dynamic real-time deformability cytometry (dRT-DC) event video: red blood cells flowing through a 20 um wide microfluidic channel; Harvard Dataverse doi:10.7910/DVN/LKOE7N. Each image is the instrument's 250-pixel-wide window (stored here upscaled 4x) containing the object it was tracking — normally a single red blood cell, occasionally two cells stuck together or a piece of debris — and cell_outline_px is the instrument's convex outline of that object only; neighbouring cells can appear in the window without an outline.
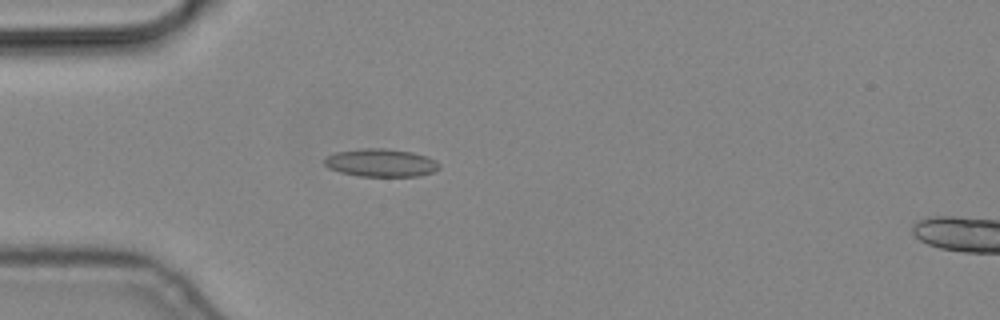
{"species": "common noctule bat (a hibernating species)", "species_latin": "Nyctalus noctula", "temperature_condition": "cold", "stored_images_in_passage": 13, "camera_frame_rate_fps": 3000, "um_per_image_px": 0.085, "animal": {"sex": "male", "body_mass_g": 19.2, "forearm_length_mm": 51.8}, "frame": {"image": 1, "passage_image": 2, "time_ms": 0.333, "image_size_px": [1000, 320], "cell_outline_px": [[440, 168], [432, 172], [420, 176], [360, 176], [340, 172], [328, 168], [324, 164], [324, 160], [328, 156], [336, 152], [364, 148], [384, 148], [412, 152], [436, 160], [440, 164]], "centroid_in_image_um": [32.38, 13.84], "position_along_channel_um": 52.6, "area_um2": 18.61}}
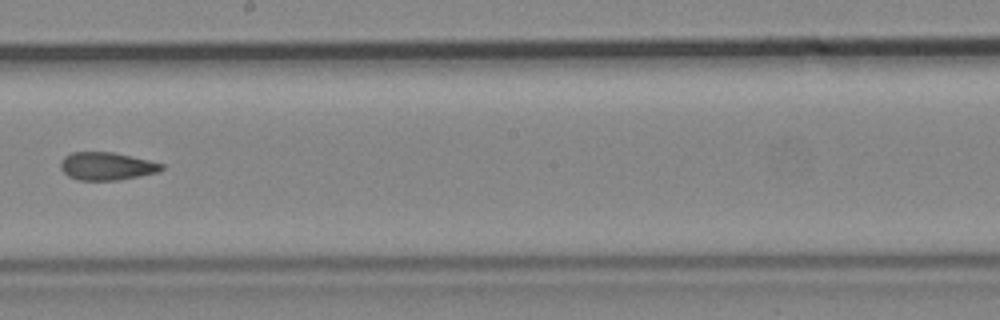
{"frame": {"image": 2, "passage_image": 7, "time_ms": 2.0, "image_size_px": [1000, 320], "cell_outline_px": [[164, 168], [160, 172], [140, 176], [116, 180], [80, 180], [68, 176], [60, 168], [60, 160], [64, 156], [72, 152], [112, 152], [148, 160], [164, 164]], "centroid_in_image_um": [9.06, 14.12], "position_along_channel_um": 239.1, "area_um2": 16.42}}
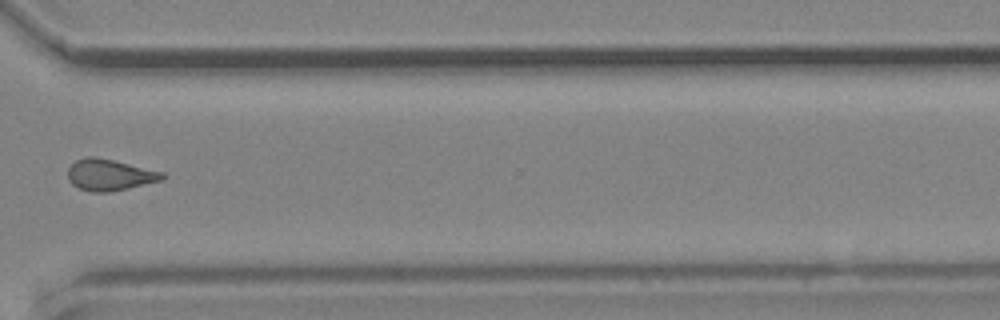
{"frame": {"image": 3, "passage_image": 10, "time_ms": 3.0, "image_size_px": [1000, 320], "cell_outline_px": [[168, 176], [160, 180], [128, 188], [108, 192], [92, 192], [80, 188], [72, 184], [68, 180], [68, 168], [76, 160], [88, 156], [92, 156], [112, 160], [164, 172]], "centroid_in_image_um": [9.31, 14.86], "position_along_channel_um": 361.3, "area_um2": 17.05}}